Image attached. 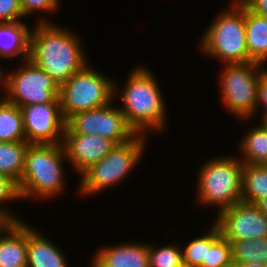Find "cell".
I'll return each instance as SVG.
<instances>
[{"instance_id":"1","label":"cell","mask_w":267,"mask_h":267,"mask_svg":"<svg viewBox=\"0 0 267 267\" xmlns=\"http://www.w3.org/2000/svg\"><path fill=\"white\" fill-rule=\"evenodd\" d=\"M49 17H38L33 23L29 59L60 86L91 61L78 33Z\"/></svg>"},{"instance_id":"2","label":"cell","mask_w":267,"mask_h":267,"mask_svg":"<svg viewBox=\"0 0 267 267\" xmlns=\"http://www.w3.org/2000/svg\"><path fill=\"white\" fill-rule=\"evenodd\" d=\"M147 66V63L135 65L122 83L123 86L115 79L113 100L119 104L128 124L137 134L150 136L152 132L159 136L168 130V109L162 88L160 89L162 86Z\"/></svg>"},{"instance_id":"3","label":"cell","mask_w":267,"mask_h":267,"mask_svg":"<svg viewBox=\"0 0 267 267\" xmlns=\"http://www.w3.org/2000/svg\"><path fill=\"white\" fill-rule=\"evenodd\" d=\"M65 163L68 165L62 144H29L17 183L21 201L48 202L63 196L68 183Z\"/></svg>"},{"instance_id":"4","label":"cell","mask_w":267,"mask_h":267,"mask_svg":"<svg viewBox=\"0 0 267 267\" xmlns=\"http://www.w3.org/2000/svg\"><path fill=\"white\" fill-rule=\"evenodd\" d=\"M243 167L236 153L220 154L200 163L194 195L197 207H213L219 213L241 201Z\"/></svg>"},{"instance_id":"5","label":"cell","mask_w":267,"mask_h":267,"mask_svg":"<svg viewBox=\"0 0 267 267\" xmlns=\"http://www.w3.org/2000/svg\"><path fill=\"white\" fill-rule=\"evenodd\" d=\"M212 20L199 38V53L223 64L247 63L245 5L230 0Z\"/></svg>"},{"instance_id":"6","label":"cell","mask_w":267,"mask_h":267,"mask_svg":"<svg viewBox=\"0 0 267 267\" xmlns=\"http://www.w3.org/2000/svg\"><path fill=\"white\" fill-rule=\"evenodd\" d=\"M148 137L137 134L132 140L116 145L101 161L92 164L80 175L77 196H96L128 179L145 157Z\"/></svg>"},{"instance_id":"7","label":"cell","mask_w":267,"mask_h":267,"mask_svg":"<svg viewBox=\"0 0 267 267\" xmlns=\"http://www.w3.org/2000/svg\"><path fill=\"white\" fill-rule=\"evenodd\" d=\"M216 80L224 111L247 123L254 120L260 73L266 66L257 62L223 64Z\"/></svg>"},{"instance_id":"8","label":"cell","mask_w":267,"mask_h":267,"mask_svg":"<svg viewBox=\"0 0 267 267\" xmlns=\"http://www.w3.org/2000/svg\"><path fill=\"white\" fill-rule=\"evenodd\" d=\"M88 63L59 88L61 112L66 121L70 116L108 105L114 97V79Z\"/></svg>"},{"instance_id":"9","label":"cell","mask_w":267,"mask_h":267,"mask_svg":"<svg viewBox=\"0 0 267 267\" xmlns=\"http://www.w3.org/2000/svg\"><path fill=\"white\" fill-rule=\"evenodd\" d=\"M16 67L2 68L1 95L6 100L18 107L60 103V86L45 71L30 59L24 60L22 63L20 61V65L18 64Z\"/></svg>"},{"instance_id":"10","label":"cell","mask_w":267,"mask_h":267,"mask_svg":"<svg viewBox=\"0 0 267 267\" xmlns=\"http://www.w3.org/2000/svg\"><path fill=\"white\" fill-rule=\"evenodd\" d=\"M64 133L97 135L112 140L116 145L128 142L137 135L115 100L106 106L70 116L65 122Z\"/></svg>"},{"instance_id":"11","label":"cell","mask_w":267,"mask_h":267,"mask_svg":"<svg viewBox=\"0 0 267 267\" xmlns=\"http://www.w3.org/2000/svg\"><path fill=\"white\" fill-rule=\"evenodd\" d=\"M214 218L228 241L267 238V216L254 203L239 201L221 210Z\"/></svg>"},{"instance_id":"12","label":"cell","mask_w":267,"mask_h":267,"mask_svg":"<svg viewBox=\"0 0 267 267\" xmlns=\"http://www.w3.org/2000/svg\"><path fill=\"white\" fill-rule=\"evenodd\" d=\"M26 142L63 144L65 120L60 103L32 104L20 107Z\"/></svg>"},{"instance_id":"13","label":"cell","mask_w":267,"mask_h":267,"mask_svg":"<svg viewBox=\"0 0 267 267\" xmlns=\"http://www.w3.org/2000/svg\"><path fill=\"white\" fill-rule=\"evenodd\" d=\"M63 147L72 172L79 176L92 164L101 161L116 144L97 135L64 133Z\"/></svg>"},{"instance_id":"14","label":"cell","mask_w":267,"mask_h":267,"mask_svg":"<svg viewBox=\"0 0 267 267\" xmlns=\"http://www.w3.org/2000/svg\"><path fill=\"white\" fill-rule=\"evenodd\" d=\"M136 241L134 239L115 245L107 244L96 249L88 265L90 267H149L148 242Z\"/></svg>"},{"instance_id":"15","label":"cell","mask_w":267,"mask_h":267,"mask_svg":"<svg viewBox=\"0 0 267 267\" xmlns=\"http://www.w3.org/2000/svg\"><path fill=\"white\" fill-rule=\"evenodd\" d=\"M27 222V267H70L66 252Z\"/></svg>"},{"instance_id":"16","label":"cell","mask_w":267,"mask_h":267,"mask_svg":"<svg viewBox=\"0 0 267 267\" xmlns=\"http://www.w3.org/2000/svg\"><path fill=\"white\" fill-rule=\"evenodd\" d=\"M12 222L0 235V267H27V222Z\"/></svg>"},{"instance_id":"17","label":"cell","mask_w":267,"mask_h":267,"mask_svg":"<svg viewBox=\"0 0 267 267\" xmlns=\"http://www.w3.org/2000/svg\"><path fill=\"white\" fill-rule=\"evenodd\" d=\"M26 21L0 23V62L17 58L29 59L30 32L33 24Z\"/></svg>"},{"instance_id":"18","label":"cell","mask_w":267,"mask_h":267,"mask_svg":"<svg viewBox=\"0 0 267 267\" xmlns=\"http://www.w3.org/2000/svg\"><path fill=\"white\" fill-rule=\"evenodd\" d=\"M245 37L248 62L267 67V17L250 11L245 6Z\"/></svg>"},{"instance_id":"19","label":"cell","mask_w":267,"mask_h":267,"mask_svg":"<svg viewBox=\"0 0 267 267\" xmlns=\"http://www.w3.org/2000/svg\"><path fill=\"white\" fill-rule=\"evenodd\" d=\"M240 138L236 156L244 164H267V130L259 122Z\"/></svg>"},{"instance_id":"20","label":"cell","mask_w":267,"mask_h":267,"mask_svg":"<svg viewBox=\"0 0 267 267\" xmlns=\"http://www.w3.org/2000/svg\"><path fill=\"white\" fill-rule=\"evenodd\" d=\"M26 142L20 107L0 96V142Z\"/></svg>"},{"instance_id":"21","label":"cell","mask_w":267,"mask_h":267,"mask_svg":"<svg viewBox=\"0 0 267 267\" xmlns=\"http://www.w3.org/2000/svg\"><path fill=\"white\" fill-rule=\"evenodd\" d=\"M28 142H0V175L20 181L25 161Z\"/></svg>"},{"instance_id":"22","label":"cell","mask_w":267,"mask_h":267,"mask_svg":"<svg viewBox=\"0 0 267 267\" xmlns=\"http://www.w3.org/2000/svg\"><path fill=\"white\" fill-rule=\"evenodd\" d=\"M267 195V164H246L242 170L241 201L256 203Z\"/></svg>"},{"instance_id":"23","label":"cell","mask_w":267,"mask_h":267,"mask_svg":"<svg viewBox=\"0 0 267 267\" xmlns=\"http://www.w3.org/2000/svg\"><path fill=\"white\" fill-rule=\"evenodd\" d=\"M211 227L207 231H202L200 235L192 238L181 244L183 264L191 267H200L204 260H206L207 248L221 235L218 226L211 222Z\"/></svg>"},{"instance_id":"24","label":"cell","mask_w":267,"mask_h":267,"mask_svg":"<svg viewBox=\"0 0 267 267\" xmlns=\"http://www.w3.org/2000/svg\"><path fill=\"white\" fill-rule=\"evenodd\" d=\"M232 262L267 263V238L229 241Z\"/></svg>"},{"instance_id":"25","label":"cell","mask_w":267,"mask_h":267,"mask_svg":"<svg viewBox=\"0 0 267 267\" xmlns=\"http://www.w3.org/2000/svg\"><path fill=\"white\" fill-rule=\"evenodd\" d=\"M149 267H181L183 265L182 249L179 243L153 245L148 243Z\"/></svg>"},{"instance_id":"26","label":"cell","mask_w":267,"mask_h":267,"mask_svg":"<svg viewBox=\"0 0 267 267\" xmlns=\"http://www.w3.org/2000/svg\"><path fill=\"white\" fill-rule=\"evenodd\" d=\"M232 263L230 242L221 234L207 248L206 260L200 267H230Z\"/></svg>"},{"instance_id":"27","label":"cell","mask_w":267,"mask_h":267,"mask_svg":"<svg viewBox=\"0 0 267 267\" xmlns=\"http://www.w3.org/2000/svg\"><path fill=\"white\" fill-rule=\"evenodd\" d=\"M20 202V195L17 184L10 178L0 175V215L7 216L13 222L22 221L20 216L10 210L7 203Z\"/></svg>"},{"instance_id":"28","label":"cell","mask_w":267,"mask_h":267,"mask_svg":"<svg viewBox=\"0 0 267 267\" xmlns=\"http://www.w3.org/2000/svg\"><path fill=\"white\" fill-rule=\"evenodd\" d=\"M19 2L25 18L32 17L31 14L33 16L34 14L39 15L38 12L41 13V16L50 15L51 13H58L57 11L61 9L59 8L61 7V0H19Z\"/></svg>"},{"instance_id":"29","label":"cell","mask_w":267,"mask_h":267,"mask_svg":"<svg viewBox=\"0 0 267 267\" xmlns=\"http://www.w3.org/2000/svg\"><path fill=\"white\" fill-rule=\"evenodd\" d=\"M25 19L19 0H0V23L26 21Z\"/></svg>"},{"instance_id":"30","label":"cell","mask_w":267,"mask_h":267,"mask_svg":"<svg viewBox=\"0 0 267 267\" xmlns=\"http://www.w3.org/2000/svg\"><path fill=\"white\" fill-rule=\"evenodd\" d=\"M259 115L260 119H267V67L260 73L258 92H257V104L254 118Z\"/></svg>"},{"instance_id":"31","label":"cell","mask_w":267,"mask_h":267,"mask_svg":"<svg viewBox=\"0 0 267 267\" xmlns=\"http://www.w3.org/2000/svg\"><path fill=\"white\" fill-rule=\"evenodd\" d=\"M250 11L267 17V0H240Z\"/></svg>"},{"instance_id":"32","label":"cell","mask_w":267,"mask_h":267,"mask_svg":"<svg viewBox=\"0 0 267 267\" xmlns=\"http://www.w3.org/2000/svg\"><path fill=\"white\" fill-rule=\"evenodd\" d=\"M13 221L7 216L0 215V235Z\"/></svg>"},{"instance_id":"33","label":"cell","mask_w":267,"mask_h":267,"mask_svg":"<svg viewBox=\"0 0 267 267\" xmlns=\"http://www.w3.org/2000/svg\"><path fill=\"white\" fill-rule=\"evenodd\" d=\"M255 204L261 210V212L267 216V195L261 198Z\"/></svg>"},{"instance_id":"34","label":"cell","mask_w":267,"mask_h":267,"mask_svg":"<svg viewBox=\"0 0 267 267\" xmlns=\"http://www.w3.org/2000/svg\"><path fill=\"white\" fill-rule=\"evenodd\" d=\"M230 267H261L260 263L233 262Z\"/></svg>"},{"instance_id":"35","label":"cell","mask_w":267,"mask_h":267,"mask_svg":"<svg viewBox=\"0 0 267 267\" xmlns=\"http://www.w3.org/2000/svg\"><path fill=\"white\" fill-rule=\"evenodd\" d=\"M4 66L0 65V96L2 94V68Z\"/></svg>"},{"instance_id":"36","label":"cell","mask_w":267,"mask_h":267,"mask_svg":"<svg viewBox=\"0 0 267 267\" xmlns=\"http://www.w3.org/2000/svg\"><path fill=\"white\" fill-rule=\"evenodd\" d=\"M259 122H260V123L265 127V129L267 130V119H261Z\"/></svg>"},{"instance_id":"37","label":"cell","mask_w":267,"mask_h":267,"mask_svg":"<svg viewBox=\"0 0 267 267\" xmlns=\"http://www.w3.org/2000/svg\"><path fill=\"white\" fill-rule=\"evenodd\" d=\"M261 267H267V263H266V264H264V265H263V264H261Z\"/></svg>"},{"instance_id":"38","label":"cell","mask_w":267,"mask_h":267,"mask_svg":"<svg viewBox=\"0 0 267 267\" xmlns=\"http://www.w3.org/2000/svg\"><path fill=\"white\" fill-rule=\"evenodd\" d=\"M181 267H191V266H187V265H184V264H183Z\"/></svg>"}]
</instances>
